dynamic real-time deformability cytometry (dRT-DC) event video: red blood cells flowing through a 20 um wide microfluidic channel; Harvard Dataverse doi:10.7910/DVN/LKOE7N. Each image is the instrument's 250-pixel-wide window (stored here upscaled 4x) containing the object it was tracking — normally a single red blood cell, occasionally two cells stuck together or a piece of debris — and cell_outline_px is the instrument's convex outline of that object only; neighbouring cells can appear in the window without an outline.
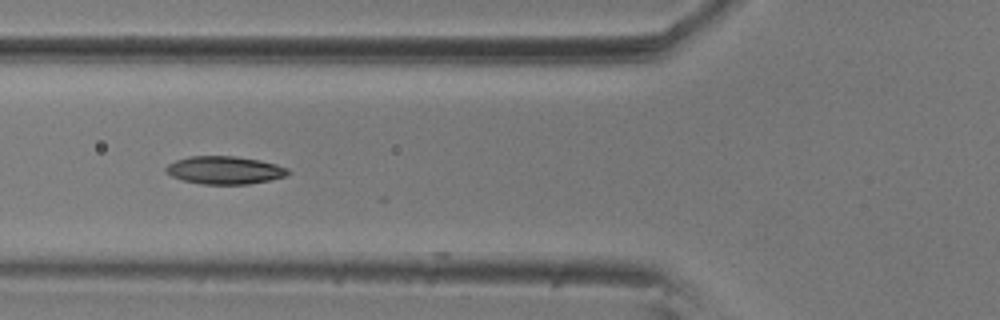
{"species": "common noctule bat (a hibernating species)", "species_latin": "Nyctalus noctula", "temperature_condition": "room temperature", "stored_images_in_passage": 6, "camera_frame_rate_fps": 3000, "um_per_image_px": 0.085, "animal": {"sex": "male", "body_mass_g": 20.5, "forearm_length_mm": 52.5}, "frame": {"image": 1, "passage_image": 6, "time_ms": 1.667, "image_size_px": [1000, 320], "cell_outline_px": [[292, 172], [288, 176], [248, 184], [204, 184], [184, 180], [172, 176], [164, 168], [168, 164], [176, 160], [188, 156], [232, 156], [260, 160], [276, 164], [288, 168]], "centroid_in_image_um": [19.14, 14.46], "position_along_channel_um": 106.7, "area_um2": 19.77}}